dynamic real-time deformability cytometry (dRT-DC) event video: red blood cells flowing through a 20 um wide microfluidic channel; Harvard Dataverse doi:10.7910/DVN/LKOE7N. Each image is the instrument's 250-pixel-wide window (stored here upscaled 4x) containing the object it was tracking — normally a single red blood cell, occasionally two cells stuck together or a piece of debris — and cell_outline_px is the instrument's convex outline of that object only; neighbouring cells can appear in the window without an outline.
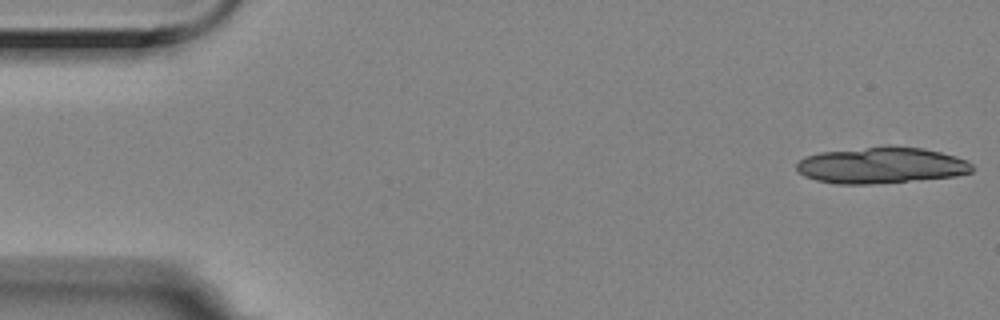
{"species": "Egyptian fruit bat (a non-hibernating species)", "species_latin": "Rousettus aegyptiacus", "temperature_condition": "room temperature", "stored_images_in_passage": 15, "camera_frame_rate_fps": 3000, "um_per_image_px": 0.085, "animal": {"sex": "female"}, "frame": {"image": 1, "passage_image": 1, "time_ms": 0.0, "image_size_px": [1000, 320], "cell_outline_px": [[976, 168], [972, 172], [956, 176], [868, 184], [836, 184], [816, 180], [804, 176], [796, 168], [796, 164], [804, 156], [820, 152], [888, 144], [924, 148], [956, 156], [968, 160]], "centroid_in_image_um": [74.92, 14.03], "position_along_channel_um": 10.1, "area_um2": 37.63}}